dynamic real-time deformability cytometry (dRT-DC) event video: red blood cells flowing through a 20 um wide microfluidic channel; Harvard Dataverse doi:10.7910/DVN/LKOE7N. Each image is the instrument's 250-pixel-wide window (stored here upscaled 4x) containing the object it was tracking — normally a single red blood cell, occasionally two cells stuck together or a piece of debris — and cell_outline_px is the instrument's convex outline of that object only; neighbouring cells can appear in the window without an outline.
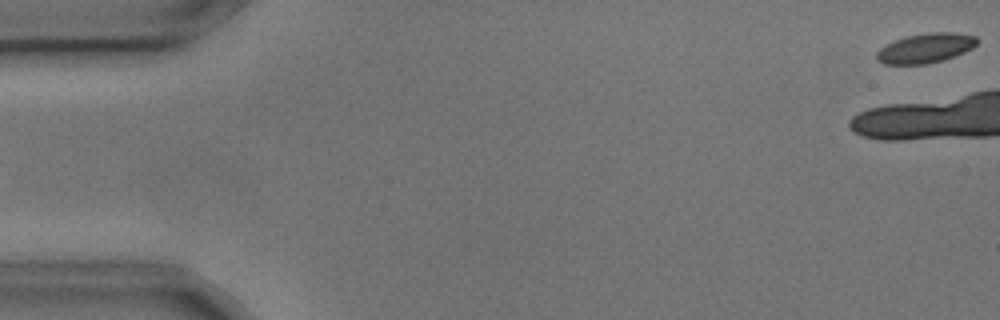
{"species": "common noctule bat (a hibernating species)", "species_latin": "Nyctalus noctula", "temperature_condition": "cold", "stored_images_in_passage": 6, "segment_of_instrument_passage": [2, 2], "camera_frame_rate_fps": 3000, "um_per_image_px": 0.085, "animal": {"sex": "male", "body_mass_g": 17.9, "forearm_length_mm": 54.2}, "frame": {"image": 1, "passage_image": 6, "time_ms": 1.667, "image_size_px": [1000, 320], "cell_outline_px": [[980, 40], [972, 48], [964, 52], [944, 60], [928, 64], [884, 64], [876, 60], [876, 52], [880, 48], [896, 40], [908, 36], [928, 32], [956, 32], [976, 36]], "centroid_in_image_um": [78.7, 4.09], "position_along_channel_um": 6.3, "area_um2": 17.4}}